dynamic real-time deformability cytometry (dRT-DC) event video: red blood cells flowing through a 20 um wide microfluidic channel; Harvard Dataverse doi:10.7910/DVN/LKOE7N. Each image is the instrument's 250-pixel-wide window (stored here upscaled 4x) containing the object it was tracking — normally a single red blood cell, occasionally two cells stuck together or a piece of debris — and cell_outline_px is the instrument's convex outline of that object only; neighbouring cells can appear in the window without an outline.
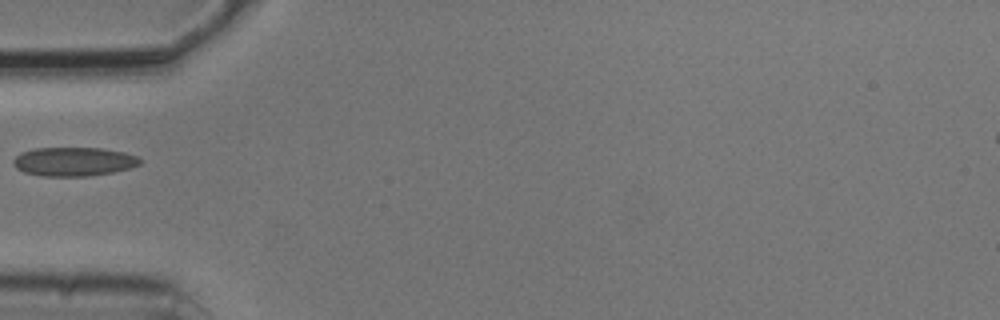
{"species": "common noctule bat (a hibernating species)", "species_latin": "Nyctalus noctula", "temperature_condition": "cold", "stored_images_in_passage": 1, "camera_frame_rate_fps": 3000, "um_per_image_px": 0.085, "animal": {"sex": "male", "body_mass_g": 20.5, "forearm_length_mm": 52.5}, "frame": {"image": 1, "passage_image": 1, "time_ms": 0.0, "image_size_px": [1000, 320], "cell_outline_px": [[144, 160], [140, 164], [128, 168], [112, 172], [88, 176], [44, 176], [24, 172], [16, 168], [12, 164], [12, 160], [20, 152], [32, 148], [100, 148], [124, 152], [136, 156]], "centroid_in_image_um": [6.24, 13.73], "position_along_channel_um": 78.8, "area_um2": 21.39}}